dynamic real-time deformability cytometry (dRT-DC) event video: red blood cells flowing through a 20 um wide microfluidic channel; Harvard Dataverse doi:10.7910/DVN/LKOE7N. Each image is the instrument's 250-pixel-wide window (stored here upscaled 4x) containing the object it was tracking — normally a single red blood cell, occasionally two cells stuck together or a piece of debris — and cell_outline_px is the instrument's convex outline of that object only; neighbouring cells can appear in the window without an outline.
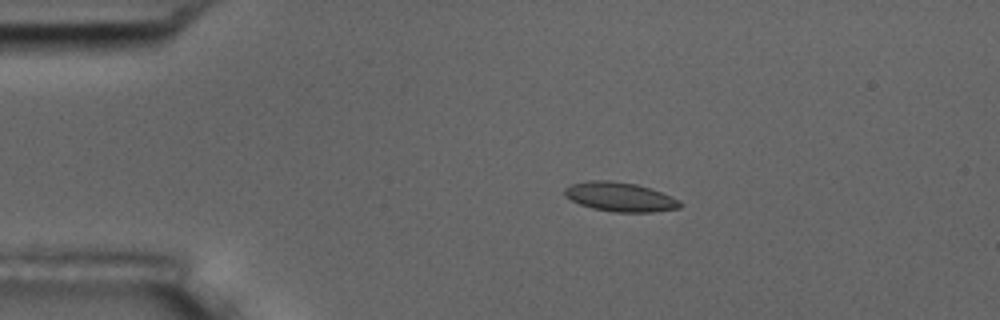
{"species": "common noctule bat (a hibernating species)", "species_latin": "Nyctalus noctula", "temperature_condition": "room temperature", "stored_images_in_passage": 6, "camera_frame_rate_fps": 3000, "um_per_image_px": 0.085, "animal": {"sex": "male", "body_mass_g": 17.5, "forearm_length_mm": 52.3}, "frame": {"image": 1, "passage_image": 4, "time_ms": 1.0, "image_size_px": [1000, 320], "cell_outline_px": [[680, 208], [652, 212], [616, 212], [592, 208], [580, 204], [564, 196], [564, 188], [572, 184], [588, 180], [608, 180], [636, 184], [660, 192], [680, 200]], "centroid_in_image_um": [52.67, 16.73], "position_along_channel_um": 32.3, "area_um2": 19.48}}